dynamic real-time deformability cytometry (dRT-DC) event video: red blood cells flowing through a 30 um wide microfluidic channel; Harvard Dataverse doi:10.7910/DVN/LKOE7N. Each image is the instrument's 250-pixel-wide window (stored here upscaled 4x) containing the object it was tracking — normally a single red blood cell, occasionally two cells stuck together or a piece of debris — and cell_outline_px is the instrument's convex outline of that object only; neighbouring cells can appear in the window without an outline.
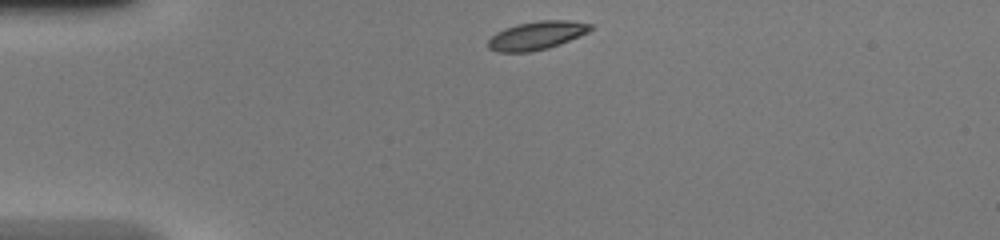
{"species": "common noctule bat (a hibernating species)", "species_latin": "Nyctalus noctula", "temperature_condition": "warm", "stored_images_in_passage": 38, "camera_frame_rate_fps": 3000, "um_per_image_px": 0.085, "animal": {"sex": "female", "body_mass_g": 20.0, "forearm_length_mm": 54.0}, "frame": {"image": 1, "passage_image": 1, "time_ms": 0.0, "image_size_px": [1000, 240], "cell_outline_px": [[592, 28], [588, 32], [580, 36], [560, 44], [548, 48], [532, 52], [496, 52], [488, 48], [488, 40], [496, 32], [504, 28], [516, 24], [540, 20], [568, 20], [592, 24]], "centroid_in_image_um": [45.6, 3.02], "position_along_channel_um": 39.4, "area_um2": 17.05}}
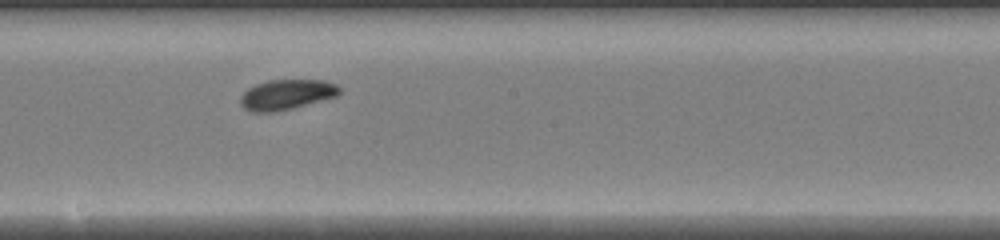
{"frame": {"image": 2, "passage_image": 17, "time_ms": 5.333, "image_size_px": [1000, 240], "cell_outline_px": [[340, 92], [336, 96], [292, 108], [276, 112], [252, 112], [244, 108], [240, 104], [240, 96], [248, 88], [256, 84], [268, 80], [324, 80], [336, 84], [340, 88]], "centroid_in_image_um": [24.33, 8.04], "position_along_channel_um": 223.9, "area_um2": 17.34}}
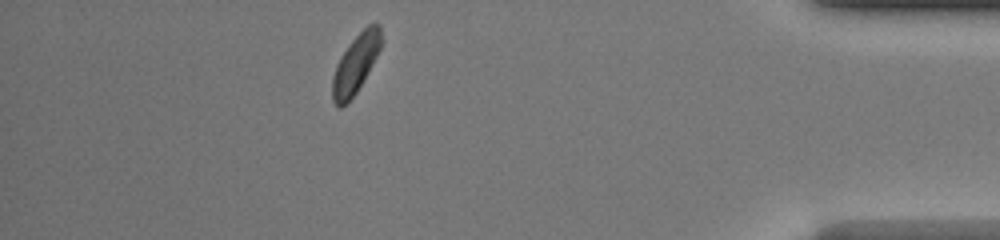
{"frame": {"image": 3, "passage_image": 33, "time_ms": 10.667, "image_size_px": [1000, 240], "cell_outline_px": [[384, 40], [376, 56], [356, 92], [340, 108], [332, 100], [332, 76], [336, 64], [352, 40], [368, 24], [376, 20], [380, 24]], "centroid_in_image_um": [30.26, 5.35], "position_along_channel_um": 404.9, "area_um2": 16.47}, "authors_computed_cell_mechanics": {"area_um2": 17.051, "velocity_mm_per_s": 4.2009, "shape_relaxation_time_tau1_ms": 2.1758, "shape_relaxation_time_tau2_ms": 1.9309, "deformation_change_tau1": 0.1035, "deformation_change_tau2": 0.0554}}